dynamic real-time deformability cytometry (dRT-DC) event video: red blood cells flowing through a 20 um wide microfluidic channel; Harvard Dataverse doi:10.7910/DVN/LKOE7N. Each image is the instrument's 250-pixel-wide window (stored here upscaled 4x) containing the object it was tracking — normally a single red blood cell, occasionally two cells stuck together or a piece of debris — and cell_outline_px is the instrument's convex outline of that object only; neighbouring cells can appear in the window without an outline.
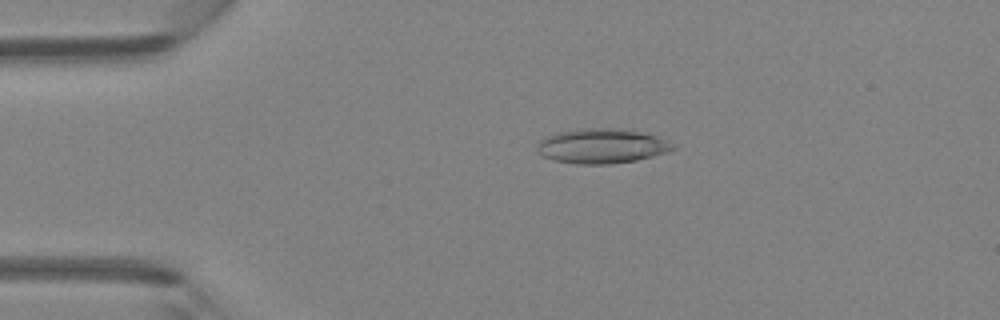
{"species": "Egyptian fruit bat (a non-hibernating species)", "species_latin": "Rousettus aegyptiacus", "temperature_condition": "room temperature", "stored_images_in_passage": 46, "camera_frame_rate_fps": 3000, "um_per_image_px": 0.085, "animal": {"sex": "female"}, "frame": {"image": 1, "passage_image": 10, "time_ms": 3.0, "image_size_px": [1000, 320], "cell_outline_px": [[676, 148], [668, 152], [636, 160], [612, 164], [576, 164], [552, 160], [540, 156], [536, 148], [536, 144], [544, 136], [560, 132], [580, 128], [632, 128], [648, 132], [676, 144]], "centroid_in_image_um": [51.17, 12.39], "position_along_channel_um": 33.8, "area_um2": 28.26}}
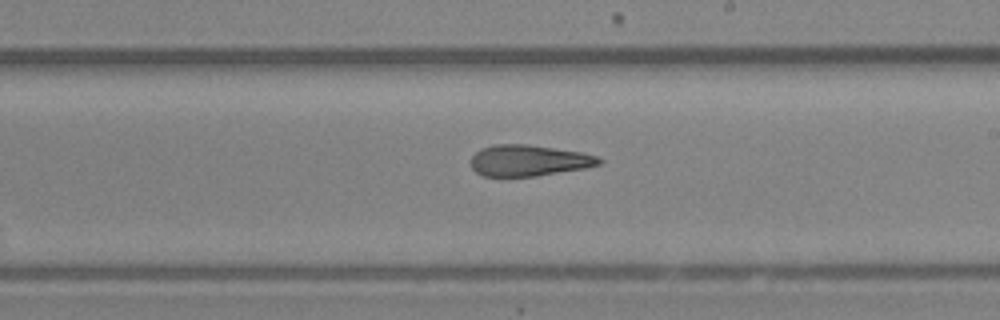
{"frame": {"image": 2, "passage_image": 27, "time_ms": 8.667, "image_size_px": [1000, 320], "cell_outline_px": [[604, 160], [600, 164], [584, 168], [536, 176], [484, 176], [476, 172], [472, 168], [472, 156], [480, 148], [496, 144], [528, 144], [584, 152], [596, 156]], "centroid_in_image_um": [44.96, 13.63], "position_along_channel_um": 244.0, "area_um2": 23.29}}
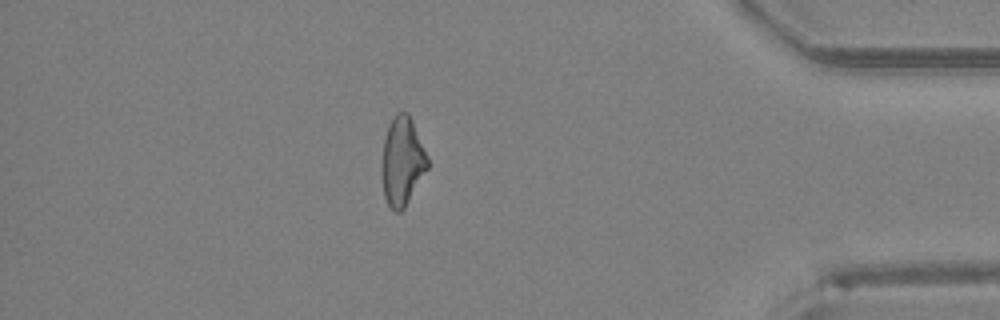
{"frame": {"image": 3, "passage_image": 40, "time_ms": 13.0, "image_size_px": [1000, 320], "cell_outline_px": [[428, 168], [404, 208], [400, 212], [396, 212], [388, 204], [384, 196], [380, 172], [380, 168], [384, 140], [388, 124], [396, 112], [408, 112], [412, 120], [428, 160]], "centroid_in_image_um": [34.15, 13.71], "position_along_channel_um": 401.1, "area_um2": 23.58}}